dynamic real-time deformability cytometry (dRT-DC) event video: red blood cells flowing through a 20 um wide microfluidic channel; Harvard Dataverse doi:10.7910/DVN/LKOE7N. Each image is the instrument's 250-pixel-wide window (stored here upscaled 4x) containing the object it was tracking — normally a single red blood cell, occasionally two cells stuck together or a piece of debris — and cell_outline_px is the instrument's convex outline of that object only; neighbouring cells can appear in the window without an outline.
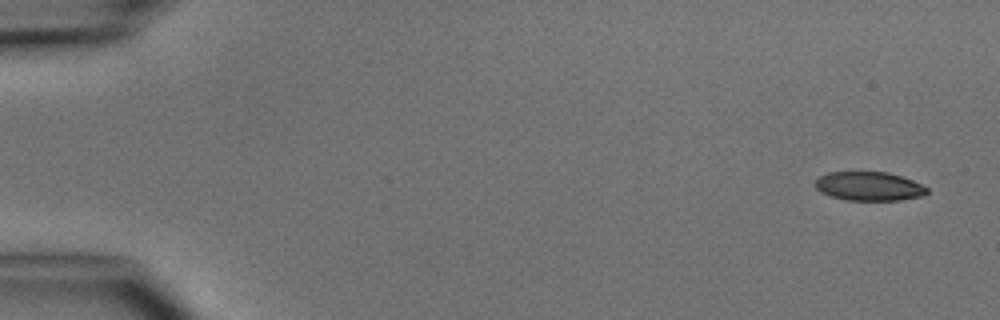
{"species": "common noctule bat (a hibernating species)", "species_latin": "Nyctalus noctula", "temperature_condition": "cold", "stored_images_in_passage": 5, "camera_frame_rate_fps": 3000, "um_per_image_px": 0.085, "animal": {"sex": "male", "body_mass_g": 15.6}, "frame": {"image": 1, "passage_image": 1, "time_ms": 0.0, "image_size_px": [1000, 320], "cell_outline_px": [[928, 192], [924, 196], [900, 200], [848, 200], [832, 196], [820, 192], [816, 188], [816, 180], [820, 176], [828, 172], [888, 172], [912, 180], [928, 188]], "centroid_in_image_um": [73.89, 15.83], "position_along_channel_um": 11.1, "area_um2": 18.73}}
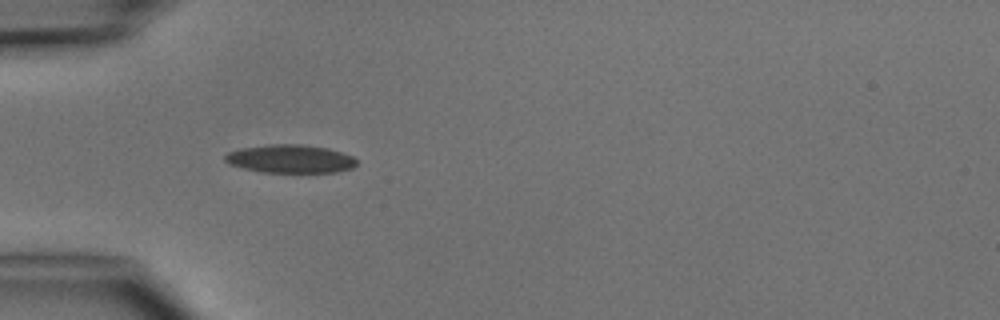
{"frame": {"image": 2, "passage_image": 4, "time_ms": 4.333, "image_size_px": [1000, 320], "cell_outline_px": [[356, 164], [352, 168], [336, 172], [260, 172], [228, 164], [224, 160], [224, 156], [228, 152], [240, 148], [268, 144], [300, 144], [328, 148], [352, 156], [356, 160]], "centroid_in_image_um": [24.64, 13.5], "position_along_channel_um": 60.4, "area_um2": 21.68}}